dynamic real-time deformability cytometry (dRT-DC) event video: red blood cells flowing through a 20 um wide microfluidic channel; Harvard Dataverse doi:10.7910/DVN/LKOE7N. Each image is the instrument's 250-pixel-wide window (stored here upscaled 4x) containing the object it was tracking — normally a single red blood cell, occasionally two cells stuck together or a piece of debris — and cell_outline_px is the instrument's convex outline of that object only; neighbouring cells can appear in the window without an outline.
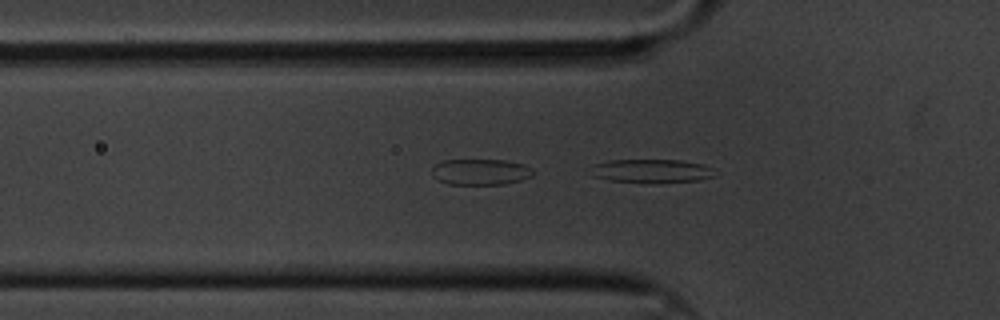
{"species": "common noctule bat (a hibernating species)", "species_latin": "Nyctalus noctula", "temperature_condition": "cold", "stored_images_in_passage": 50, "camera_frame_rate_fps": 3000, "um_per_image_px": 0.085, "animal": {"sex": "male", "body_mass_g": 20.1, "forearm_length_mm": 53.5}, "frame": {"image": 1, "passage_image": 10, "time_ms": 3.0, "image_size_px": [1000, 320], "cell_outline_px": [[716, 176], [700, 180], [656, 184], [644, 184], [612, 180], [592, 176], [592, 164], [608, 160], [680, 160], [704, 164], [712, 168]], "centroid_in_image_um": [55.4, 14.55], "position_along_channel_um": 70.4, "area_um2": 17.57}}
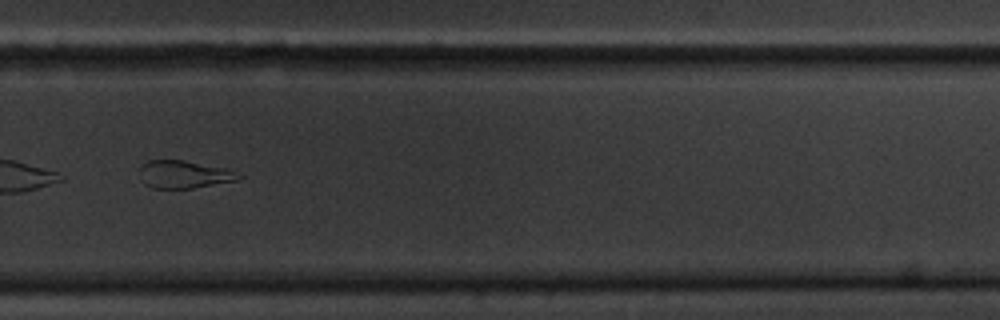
{"frame": {"image": 2, "passage_image": 32, "time_ms": 10.333, "image_size_px": [1000, 320], "cell_outline_px": [[244, 176], [236, 180], [192, 188], [152, 188], [144, 184], [140, 180], [140, 164], [148, 160], [184, 160], [228, 168]], "centroid_in_image_um": [15.61, 14.81], "position_along_channel_um": 314.2, "area_um2": 16.13}}
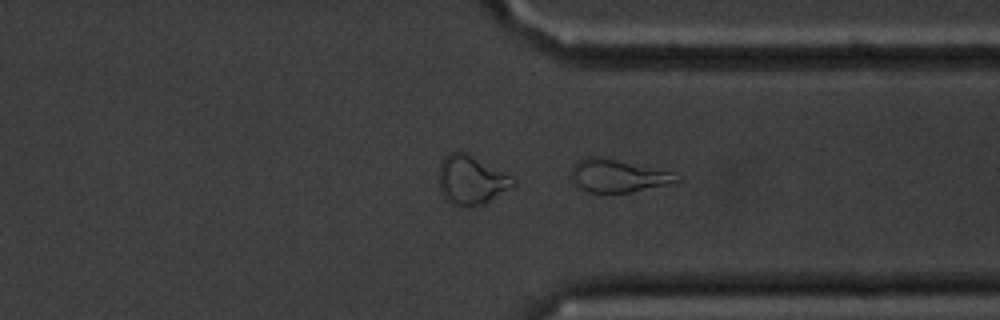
{"frame": {"image": 3, "passage_image": 36, "time_ms": 11.667, "image_size_px": [1000, 320], "cell_outline_px": [[684, 176], [680, 180], [668, 184], [632, 192], [588, 192], [580, 188], [576, 184], [572, 176], [572, 164], [588, 156], [592, 156], [616, 160], [676, 172]], "centroid_in_image_um": [52.59, 14.94], "position_along_channel_um": 358.8, "area_um2": 20.0}, "authors_computed_cell_mechanics": {"area_um2": 17.9469, "velocity_mm_per_s": 3.3198, "shape_relaxation_time_tau1_ms": 7.5768, "shape_relaxation_time_tau2_ms": 6.1104, "deformation_change_tau1": 0.2224, "deformation_change_tau2": 0.1717}}